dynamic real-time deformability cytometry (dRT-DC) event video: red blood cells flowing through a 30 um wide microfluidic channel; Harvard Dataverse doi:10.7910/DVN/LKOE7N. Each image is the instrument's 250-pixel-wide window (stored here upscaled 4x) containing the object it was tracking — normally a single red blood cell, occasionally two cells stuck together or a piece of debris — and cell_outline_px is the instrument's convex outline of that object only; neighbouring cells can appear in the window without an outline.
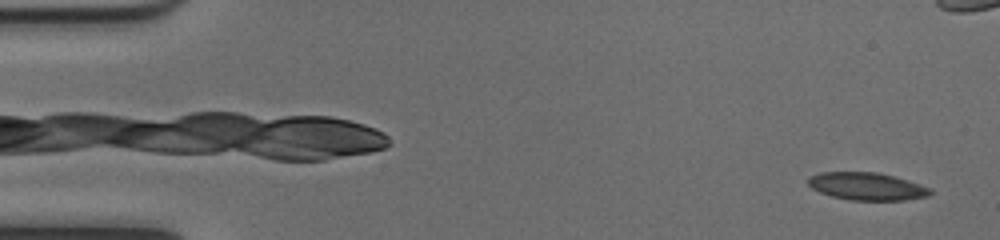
{"species": "common noctule bat (a hibernating species)", "species_latin": "Nyctalus noctula", "temperature_condition": "cold", "stored_images_in_passage": 52, "camera_frame_rate_fps": 3000, "um_per_image_px": 0.085, "animal": {"sex": "female", "body_mass_g": 17.0, "forearm_length_mm": 48.0}, "frame": {"image": 1, "passage_image": 2, "time_ms": 0.333, "image_size_px": [1000, 240], "cell_outline_px": [[932, 192], [928, 196], [904, 200], [848, 200], [832, 196], [820, 192], [812, 188], [808, 184], [808, 176], [820, 172], [876, 172], [908, 180], [932, 188]], "centroid_in_image_um": [73.68, 15.84], "position_along_channel_um": 11.3, "area_um2": 19.65}}
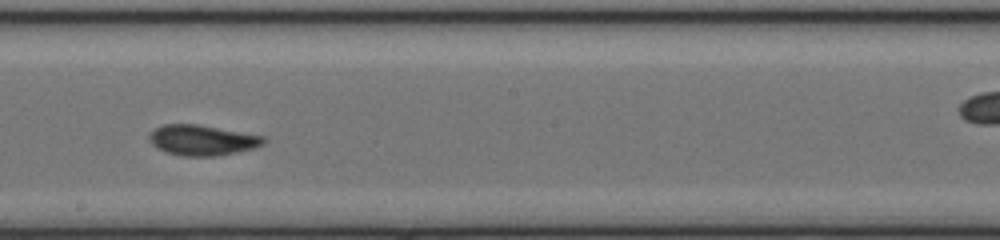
{"frame": {"image": 2, "passage_image": 29, "time_ms": 9.333, "image_size_px": [1000, 240], "cell_outline_px": [[268, 140], [264, 144], [252, 148], [236, 152], [216, 156], [184, 156], [164, 152], [156, 148], [148, 140], [148, 136], [156, 128], [164, 124], [196, 124], [264, 136]], "centroid_in_image_um": [17.17, 11.92], "position_along_channel_um": 231.0, "area_um2": 20.23}}
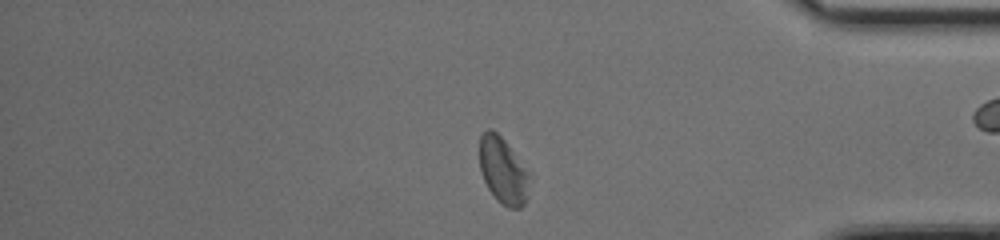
{"frame": {"image": 3, "passage_image": 43, "time_ms": 14.0, "image_size_px": [1000, 240], "cell_outline_px": [[528, 176], [524, 204], [520, 208], [508, 208], [496, 200], [488, 188], [484, 180], [480, 168], [480, 136], [488, 128], [492, 128], [504, 140], [528, 172]], "centroid_in_image_um": [42.71, 14.5], "position_along_channel_um": 392.5, "area_um2": 18.73}, "authors_computed_cell_mechanics": {"area_um2": 20.0855, "velocity_mm_per_s": 3.9814, "shape_relaxation_time_tau1_ms": 4.1559, "shape_relaxation_time_tau2_ms": 3.6953, "deformation_change_tau1": 0.0863, "deformation_change_tau2": 0.0941}}